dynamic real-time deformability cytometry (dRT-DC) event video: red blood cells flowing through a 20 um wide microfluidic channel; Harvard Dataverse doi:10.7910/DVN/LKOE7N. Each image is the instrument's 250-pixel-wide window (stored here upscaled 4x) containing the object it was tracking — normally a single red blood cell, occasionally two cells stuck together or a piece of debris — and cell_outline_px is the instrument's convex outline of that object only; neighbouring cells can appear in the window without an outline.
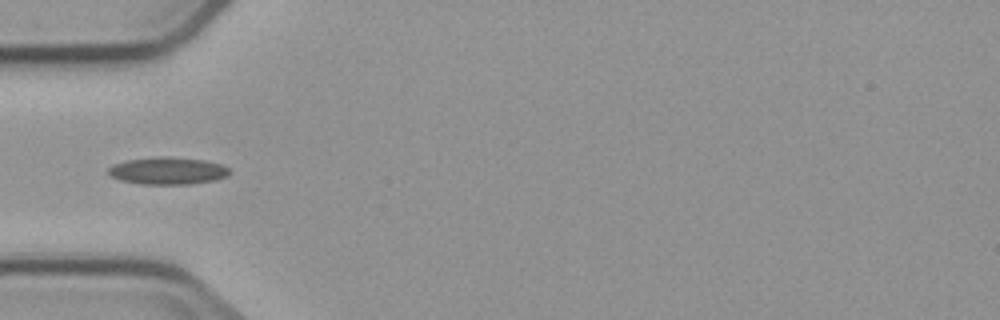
{"species": "common noctule bat (a hibernating species)", "species_latin": "Nyctalus noctula", "temperature_condition": "cold", "stored_images_in_passage": 5, "camera_frame_rate_fps": 3000, "um_per_image_px": 0.085, "animal": {"sex": "male", "body_mass_g": 23.1, "forearm_length_mm": 52.7}, "frame": {"image": 1, "passage_image": 5, "time_ms": 4.667, "image_size_px": [1000, 320], "cell_outline_px": [[232, 172], [228, 176], [216, 180], [188, 184], [144, 184], [120, 180], [112, 176], [108, 172], [108, 168], [112, 164], [128, 160], [160, 156], [168, 156], [204, 160], [220, 164], [228, 168]], "centroid_in_image_um": [14.28, 14.51], "position_along_channel_um": 70.7, "area_um2": 19.25}}